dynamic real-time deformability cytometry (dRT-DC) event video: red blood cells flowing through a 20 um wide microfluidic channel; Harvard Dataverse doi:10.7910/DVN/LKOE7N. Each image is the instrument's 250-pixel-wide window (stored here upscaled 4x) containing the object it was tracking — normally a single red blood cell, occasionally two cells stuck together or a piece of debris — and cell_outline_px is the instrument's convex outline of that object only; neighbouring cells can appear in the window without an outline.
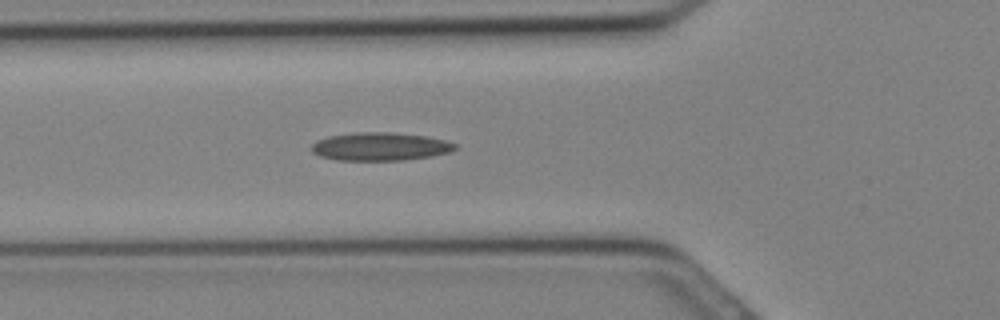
{"species": "Egyptian fruit bat (a non-hibernating species)", "species_latin": "Rousettus aegyptiacus", "temperature_condition": "cold", "stored_images_in_passage": 7, "camera_frame_rate_fps": 3000, "um_per_image_px": 0.085, "animal": {"sex": "female"}, "frame": {"image": 1, "passage_image": 3, "time_ms": 0.667, "image_size_px": [1000, 320], "cell_outline_px": [[456, 148], [448, 152], [432, 156], [404, 160], [336, 160], [320, 156], [312, 152], [312, 144], [316, 140], [328, 136], [360, 132], [384, 132], [428, 136], [444, 140], [456, 144]], "centroid_in_image_um": [32.29, 12.46], "position_along_channel_um": 93.5, "area_um2": 23.41}}
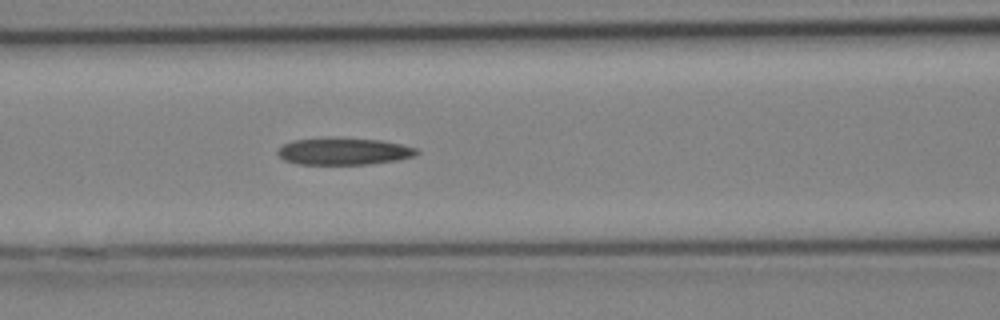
{"frame": {"image": 2, "passage_image": 5, "time_ms": 1.333, "image_size_px": [1000, 320], "cell_outline_px": [[420, 152], [416, 156], [396, 160], [368, 164], [296, 164], [284, 160], [276, 152], [284, 144], [296, 140], [380, 140], [400, 144], [416, 148]], "centroid_in_image_um": [29.26, 12.91], "position_along_channel_um": 137.3, "area_um2": 20.87}}
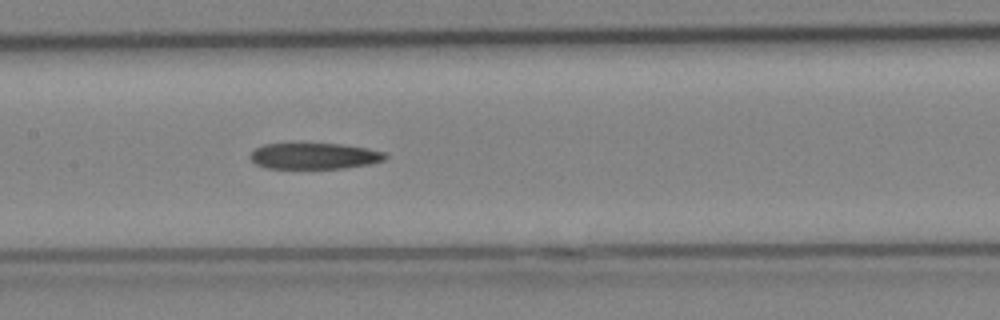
{"frame": {"image": 3, "passage_image": 7, "time_ms": 2.0, "image_size_px": [1000, 320], "cell_outline_px": [[388, 156], [384, 160], [372, 164], [344, 168], [264, 168], [256, 164], [248, 156], [256, 148], [264, 144], [300, 140], [340, 144], [368, 148], [384, 152]], "centroid_in_image_um": [26.68, 13.21], "position_along_channel_um": 180.7, "area_um2": 21.62}}